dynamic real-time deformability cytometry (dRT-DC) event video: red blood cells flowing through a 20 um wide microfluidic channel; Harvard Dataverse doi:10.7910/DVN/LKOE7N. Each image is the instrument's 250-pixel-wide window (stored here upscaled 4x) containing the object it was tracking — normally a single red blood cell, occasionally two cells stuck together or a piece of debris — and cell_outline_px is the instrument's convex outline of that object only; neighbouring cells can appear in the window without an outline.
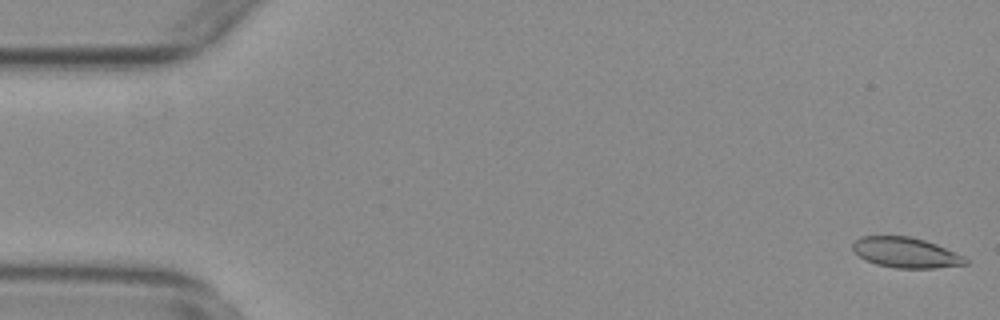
{"species": "common noctule bat (a hibernating species)", "species_latin": "Nyctalus noctula", "temperature_condition": "warm", "stored_images_in_passage": 55, "camera_frame_rate_fps": 3000, "um_per_image_px": 0.085, "animal": {"sex": "female", "body_mass_g": 29.2, "forearm_length_mm": 56.3}, "frame": {"image": 1, "passage_image": 1, "time_ms": 0.0, "image_size_px": [1000, 320], "cell_outline_px": [[968, 264], [936, 268], [896, 268], [876, 264], [864, 260], [852, 248], [852, 244], [860, 236], [908, 236], [924, 240], [936, 244], [964, 256], [968, 260]], "centroid_in_image_um": [76.99, 21.47], "position_along_channel_um": 8.0, "area_um2": 19.88}}
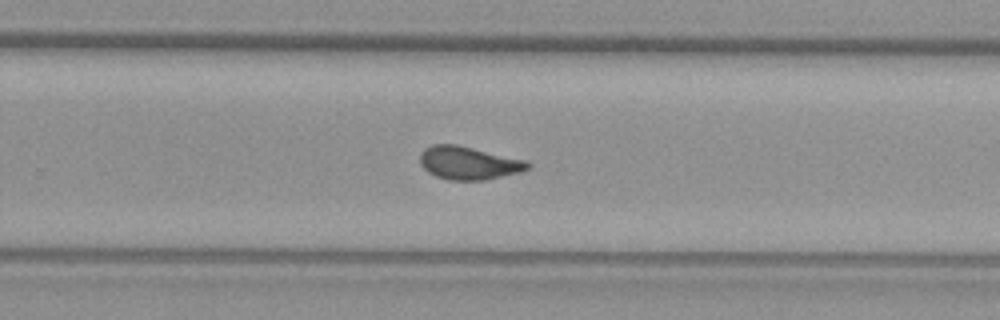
{"frame": {"image": 2, "passage_image": 35, "time_ms": 11.333, "image_size_px": [1000, 320], "cell_outline_px": [[532, 168], [520, 172], [484, 180], [448, 180], [436, 176], [428, 172], [420, 164], [420, 152], [424, 148], [432, 144], [456, 144], [528, 160], [532, 164]], "centroid_in_image_um": [39.86, 13.84], "position_along_channel_um": 289.9, "area_um2": 21.04}}
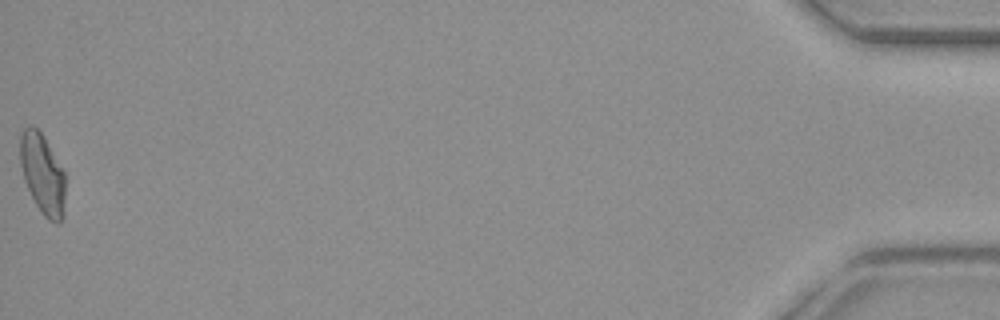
{"frame": {"image": 3, "passage_image": 55, "time_ms": 18.0, "image_size_px": [1000, 320], "cell_outline_px": [[64, 216], [60, 224], [56, 224], [48, 220], [44, 216], [36, 204], [24, 180], [20, 164], [20, 136], [24, 128], [32, 124], [44, 136], [64, 172]], "centroid_in_image_um": [3.61, 14.8], "position_along_channel_um": 431.6, "area_um2": 21.1}, "authors_computed_cell_mechanics": {"area_um2": 20.6346, "velocity_mm_per_s": 3.7439, "shape_relaxation_time_tau1_ms": 10.412, "shape_relaxation_time_tau2_ms": 1.1377, "deformation_change_tau1": 0.2095, "deformation_change_tau2": 0.0614}}